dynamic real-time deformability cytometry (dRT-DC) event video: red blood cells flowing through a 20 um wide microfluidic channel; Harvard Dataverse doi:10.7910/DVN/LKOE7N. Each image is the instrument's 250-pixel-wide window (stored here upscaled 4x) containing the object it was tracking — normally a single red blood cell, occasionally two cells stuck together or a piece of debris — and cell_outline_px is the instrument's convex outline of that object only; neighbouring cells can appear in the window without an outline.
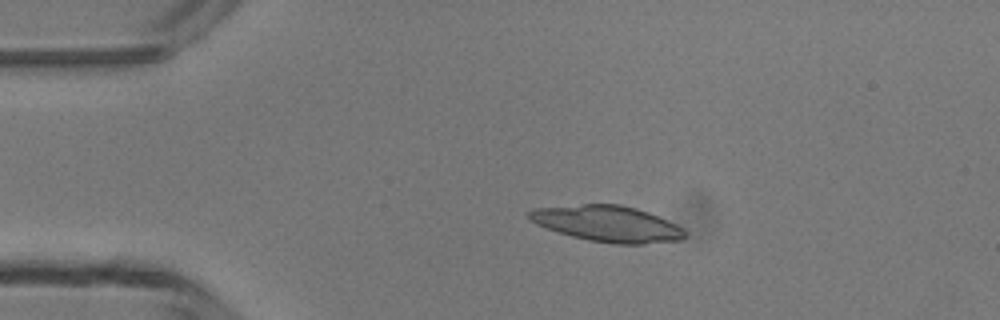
{"species": "common noctule bat (a hibernating species)", "species_latin": "Nyctalus noctula", "temperature_condition": "room temperature", "stored_images_in_passage": 4, "camera_frame_rate_fps": 3000, "um_per_image_px": 0.085, "animal": {"sex": "male", "body_mass_g": 13.3}, "frame": {"image": 1, "passage_image": 3, "time_ms": 2.333, "image_size_px": [1000, 320], "cell_outline_px": [[688, 236], [684, 240], [644, 244], [612, 244], [588, 240], [572, 236], [536, 224], [528, 216], [528, 212], [532, 208], [584, 204], [620, 204], [636, 208], [648, 212], [676, 224]], "centroid_in_image_um": [51.66, 19.02], "position_along_channel_um": 33.3, "area_um2": 32.66}}